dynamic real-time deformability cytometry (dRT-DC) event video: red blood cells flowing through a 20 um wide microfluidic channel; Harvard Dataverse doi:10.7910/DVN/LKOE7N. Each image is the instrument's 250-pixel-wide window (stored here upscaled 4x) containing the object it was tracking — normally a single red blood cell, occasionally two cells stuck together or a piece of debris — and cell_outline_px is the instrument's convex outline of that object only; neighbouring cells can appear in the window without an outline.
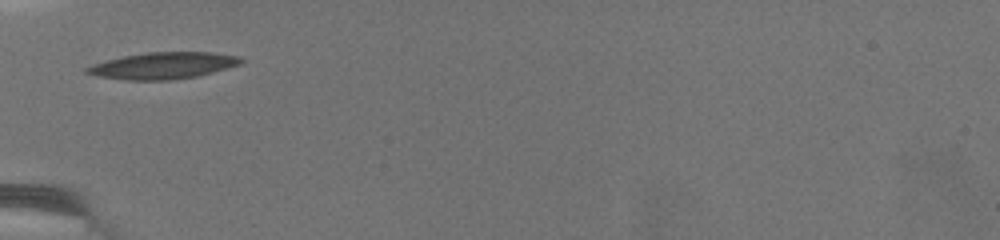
{"species": "common noctule bat (a hibernating species)", "species_latin": "Nyctalus noctula", "temperature_condition": "warm", "stored_images_in_passage": 24, "camera_frame_rate_fps": 3000, "um_per_image_px": 0.085, "animal": {"sex": "female", "body_mass_g": 19.5, "forearm_length_mm": 54.1}, "frame": {"image": 1, "passage_image": 1, "time_ms": 0.0, "image_size_px": [1000, 240], "cell_outline_px": [[244, 60], [240, 64], [212, 72], [196, 76], [168, 80], [128, 80], [96, 76], [84, 72], [84, 68], [92, 64], [124, 56], [148, 52], [212, 52], [240, 56]], "centroid_in_image_um": [13.85, 5.57], "position_along_channel_um": 71.2, "area_um2": 23.76}}
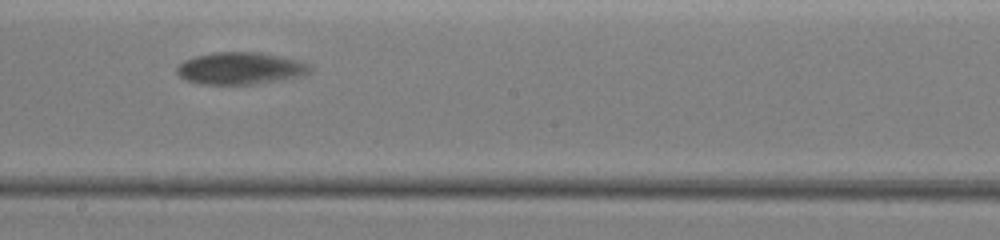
{"frame": {"image": 2, "passage_image": 11, "time_ms": 4.0, "image_size_px": [1000, 240], "cell_outline_px": [[312, 68], [304, 76], [252, 84], [204, 84], [188, 80], [180, 76], [176, 72], [176, 68], [180, 64], [196, 56], [212, 52], [260, 52], [300, 60], [308, 64]], "centroid_in_image_um": [20.47, 5.8], "position_along_channel_um": 227.7, "area_um2": 24.68}}
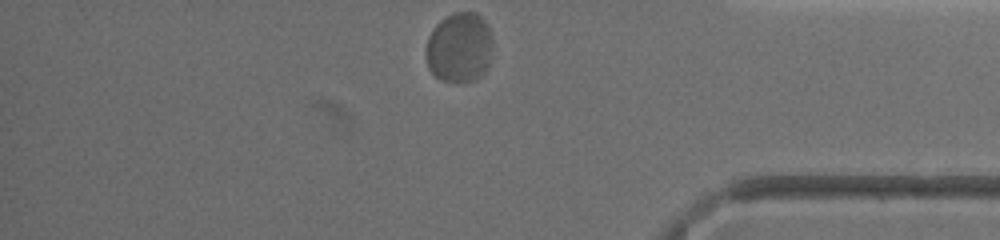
{"frame": {"image": 3, "passage_image": 24, "time_ms": 8.667, "image_size_px": [1000, 240], "cell_outline_px": [[492, 40], [488, 68], [476, 80], [440, 80], [428, 68], [428, 36], [436, 24], [440, 20], [452, 12], [476, 12], [488, 24]], "centroid_in_image_um": [39.07, 4.0], "position_along_channel_um": 396.1, "area_um2": 26.88}, "authors_computed_cell_mechanics": {"area_um2": 24.3338, "velocity_mm_per_s": 3.9776, "shape_relaxation_time_tau1_ms": 3.1526, "shape_relaxation_time_tau2_ms": null, "deformation_change_tau1": 0.1439, "deformation_change_tau2": null}}